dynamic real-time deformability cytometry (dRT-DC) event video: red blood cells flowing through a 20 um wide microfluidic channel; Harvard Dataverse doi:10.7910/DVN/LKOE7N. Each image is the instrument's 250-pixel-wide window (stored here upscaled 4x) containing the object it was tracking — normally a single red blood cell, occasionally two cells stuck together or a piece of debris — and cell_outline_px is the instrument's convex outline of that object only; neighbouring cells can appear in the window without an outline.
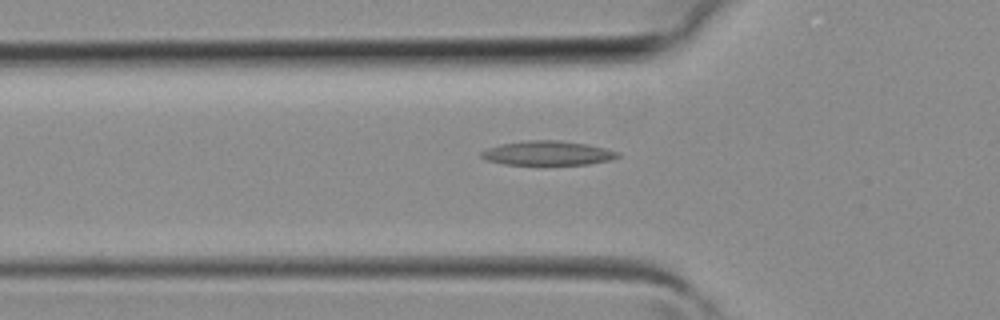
{"species": "common noctule bat (a hibernating species)", "species_latin": "Nyctalus noctula", "temperature_condition": "room temperature", "stored_images_in_passage": 18, "camera_frame_rate_fps": 3000, "um_per_image_px": 0.085, "animal": {"sex": "female", "body_mass_g": 19.3, "forearm_length_mm": 54.1}, "frame": {"image": 1, "passage_image": 5, "time_ms": 1.333, "image_size_px": [1000, 320], "cell_outline_px": [[620, 156], [612, 160], [588, 164], [540, 168], [504, 164], [488, 160], [480, 156], [480, 152], [488, 148], [500, 144], [532, 140], [560, 140], [584, 144], [604, 148], [620, 152]], "centroid_in_image_um": [46.55, 13.07], "position_along_channel_um": 79.2, "area_um2": 20.29}}
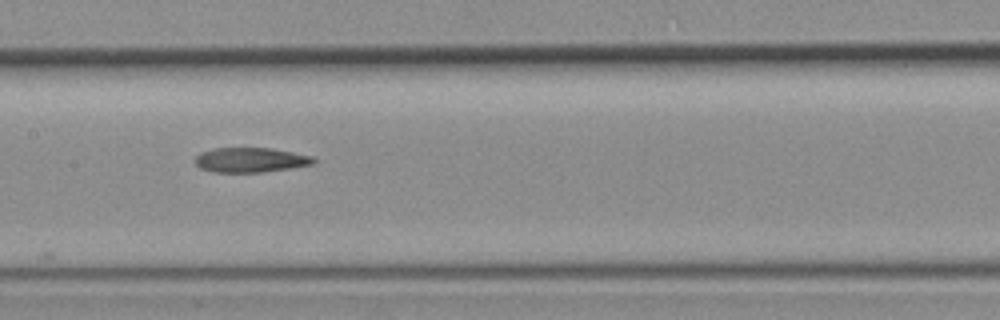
{"frame": {"image": 2, "passage_image": 11, "time_ms": 3.333, "image_size_px": [1000, 320], "cell_outline_px": [[316, 164], [264, 172], [212, 172], [200, 168], [196, 164], [196, 156], [200, 152], [216, 148], [268, 148], [292, 152], [312, 156], [316, 160]], "centroid_in_image_um": [21.31, 13.6], "position_along_channel_um": 186.1, "area_um2": 17.05}}
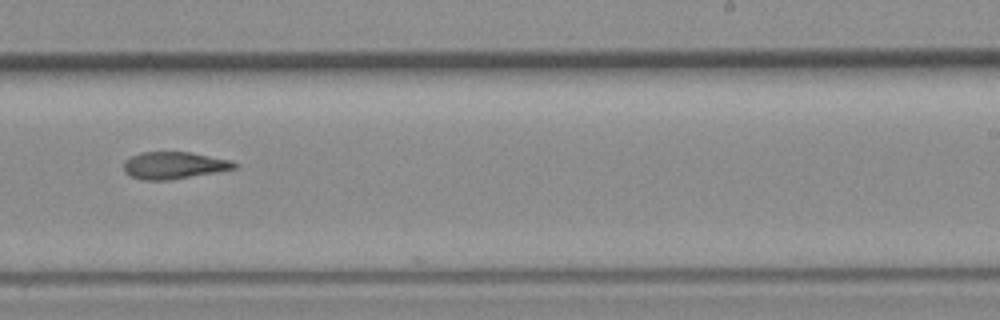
{"frame": {"image": 3, "passage_image": 16, "time_ms": 5.0, "image_size_px": [1000, 320], "cell_outline_px": [[240, 164], [236, 168], [216, 172], [168, 180], [144, 180], [132, 176], [124, 172], [124, 160], [140, 152], [192, 152], [228, 160]], "centroid_in_image_um": [14.77, 14.05], "position_along_channel_um": 274.2, "area_um2": 17.34}}